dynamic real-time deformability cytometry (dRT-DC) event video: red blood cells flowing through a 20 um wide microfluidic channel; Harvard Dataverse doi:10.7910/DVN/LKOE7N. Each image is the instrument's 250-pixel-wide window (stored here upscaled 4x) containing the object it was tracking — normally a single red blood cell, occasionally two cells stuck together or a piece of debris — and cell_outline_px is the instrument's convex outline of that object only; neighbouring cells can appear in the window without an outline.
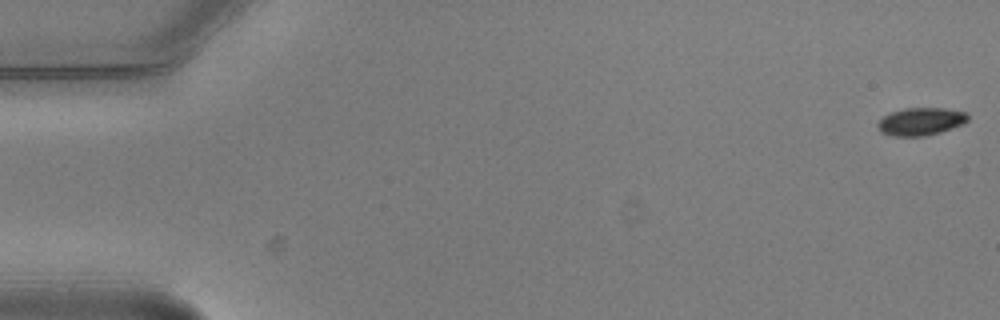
{"species": "common noctule bat (a hibernating species)", "species_latin": "Nyctalus noctula", "temperature_condition": "warm", "stored_images_in_passage": 7, "camera_frame_rate_fps": 3000, "um_per_image_px": 0.085, "animal": {"sex": "male", "body_mass_g": 20.5, "forearm_length_mm": 52.5}, "frame": {"image": 1, "passage_image": 1, "time_ms": 0.0, "image_size_px": [1000, 320], "cell_outline_px": [[968, 120], [964, 124], [940, 132], [924, 136], [892, 136], [880, 132], [876, 124], [884, 116], [892, 112], [904, 108], [944, 108], [964, 112], [968, 116]], "centroid_in_image_um": [78.25, 10.33], "position_along_channel_um": 6.7, "area_um2": 14.51}}
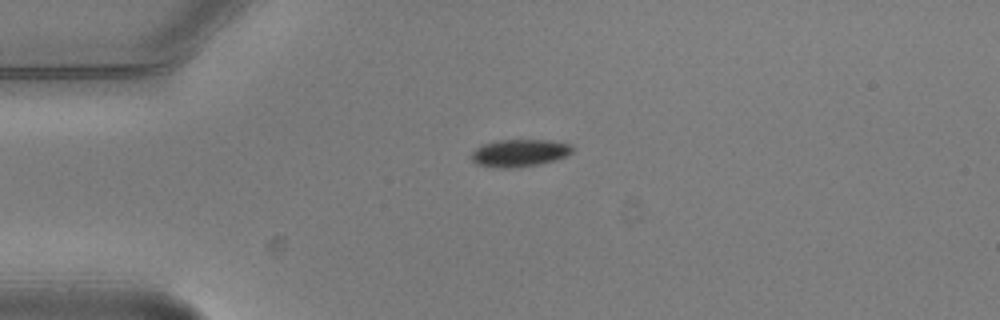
{"frame": {"image": 2, "passage_image": 5, "time_ms": 1.333, "image_size_px": [1000, 320], "cell_outline_px": [[572, 152], [568, 156], [556, 160], [540, 164], [516, 168], [504, 168], [476, 164], [472, 160], [472, 152], [480, 144], [496, 140], [548, 140], [568, 144], [572, 148]], "centroid_in_image_um": [44.14, 13.0], "position_along_channel_um": 40.9, "area_um2": 16.18}}
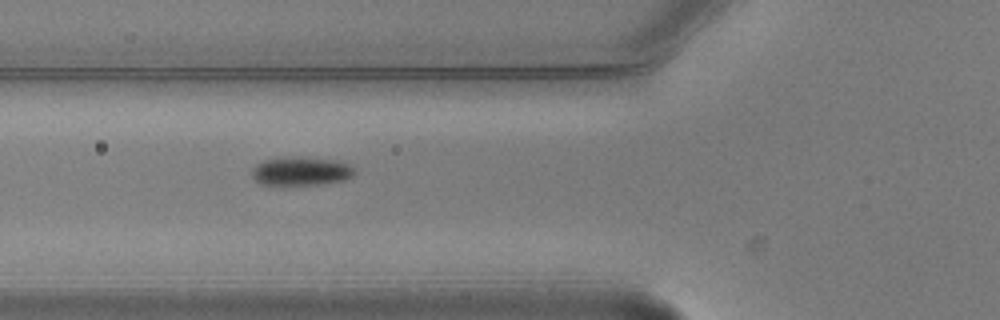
{"frame": {"image": 3, "passage_image": 7, "time_ms": 2.0, "image_size_px": [1000, 320], "cell_outline_px": [[356, 172], [352, 176], [344, 180], [320, 184], [260, 184], [252, 176], [252, 168], [256, 164], [264, 160], [332, 160], [348, 164], [356, 168]], "centroid_in_image_um": [25.62, 14.61], "position_along_channel_um": 100.2, "area_um2": 15.95}}